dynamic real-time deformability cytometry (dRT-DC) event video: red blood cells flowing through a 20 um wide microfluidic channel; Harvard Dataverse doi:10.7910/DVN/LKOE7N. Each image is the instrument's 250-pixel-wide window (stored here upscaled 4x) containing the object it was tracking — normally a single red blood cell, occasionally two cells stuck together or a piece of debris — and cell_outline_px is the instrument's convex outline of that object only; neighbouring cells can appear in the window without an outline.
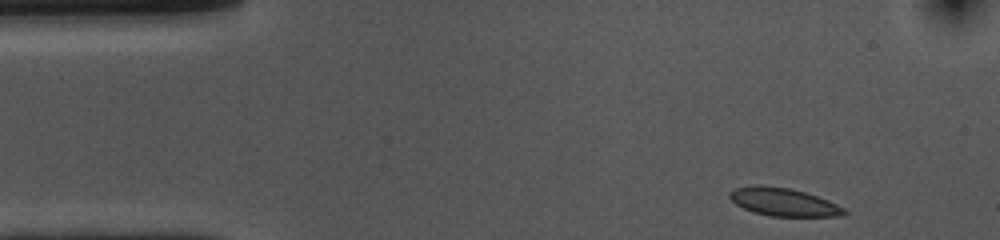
{"species": "common noctule bat (a hibernating species)", "species_latin": "Nyctalus noctula", "temperature_condition": "cold", "stored_images_in_passage": 41, "camera_frame_rate_fps": 3000, "um_per_image_px": 0.085, "animal": {"sex": "female", "body_mass_g": 10.0, "forearm_length_mm": 53.1}, "frame": {"image": 1, "passage_image": 1, "time_ms": 0.0, "image_size_px": [1000, 240], "cell_outline_px": [[848, 212], [836, 216], [772, 216], [752, 212], [736, 204], [728, 196], [728, 192], [736, 188], [756, 184], [760, 184], [788, 188], [804, 192], [828, 200], [844, 208]], "centroid_in_image_um": [66.55, 17.16], "position_along_channel_um": 18.4, "area_um2": 18.55}}
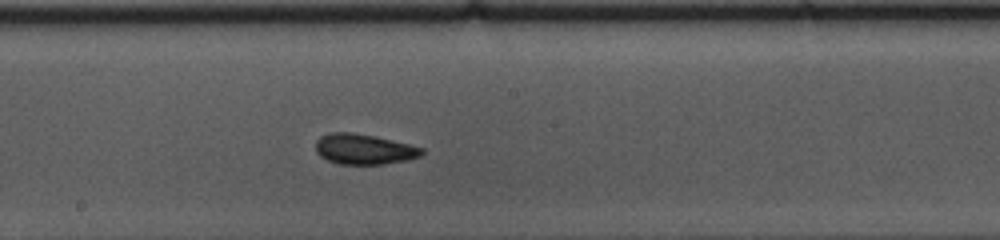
{"frame": {"image": 2, "passage_image": 23, "time_ms": 7.333, "image_size_px": [1000, 240], "cell_outline_px": [[424, 152], [420, 156], [408, 160], [384, 164], [340, 164], [328, 160], [320, 156], [316, 152], [316, 140], [320, 136], [332, 132], [352, 132], [372, 136], [408, 144], [424, 148]], "centroid_in_image_um": [30.92, 12.68], "position_along_channel_um": 217.3, "area_um2": 18.67}}
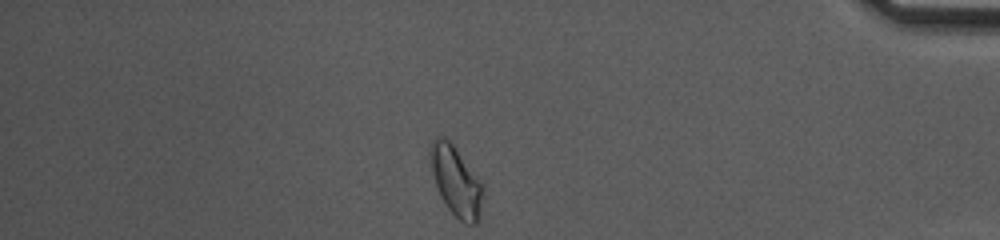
{"frame": {"image": 3, "passage_image": 41, "time_ms": 13.333, "image_size_px": [1000, 240], "cell_outline_px": [[480, 200], [476, 224], [464, 224], [448, 208], [428, 168], [428, 152], [432, 140], [436, 136], [444, 136], [452, 144], [480, 180]], "centroid_in_image_um": [38.65, 15.31], "position_along_channel_um": 396.6, "area_um2": 20.75}, "authors_computed_cell_mechanics": {"area_um2": 18.5538, "velocity_mm_per_s": 3.662, "shape_relaxation_time_tau1_ms": 2.362, "shape_relaxation_time_tau2_ms": 1.3951, "deformation_change_tau1": 0.0926, "deformation_change_tau2": 0.0697}}